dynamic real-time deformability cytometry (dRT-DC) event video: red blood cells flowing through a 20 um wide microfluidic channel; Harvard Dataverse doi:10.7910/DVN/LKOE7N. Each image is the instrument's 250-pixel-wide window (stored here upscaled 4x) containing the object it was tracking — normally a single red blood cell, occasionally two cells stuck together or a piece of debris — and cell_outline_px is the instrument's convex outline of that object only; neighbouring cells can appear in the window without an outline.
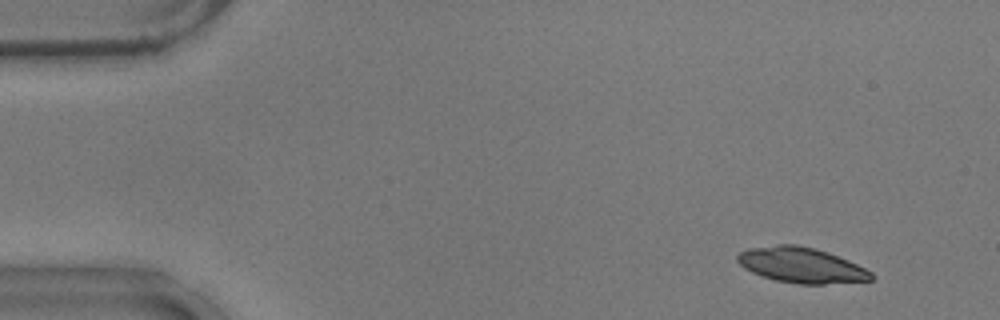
{"species": "common noctule bat (a hibernating species)", "species_latin": "Nyctalus noctula", "temperature_condition": "warm", "stored_images_in_passage": 55, "camera_frame_rate_fps": 3000, "um_per_image_px": 0.085, "animal": {"sex": "male", "body_mass_g": 17.9}, "frame": {"image": 1, "passage_image": 5, "time_ms": 1.333, "image_size_px": [1000, 320], "cell_outline_px": [[872, 280], [824, 284], [796, 284], [776, 280], [752, 272], [744, 268], [736, 260], [736, 256], [740, 252], [748, 248], [776, 244], [796, 244], [828, 252], [848, 260], [872, 272]], "centroid_in_image_um": [68.08, 22.53], "position_along_channel_um": 16.9, "area_um2": 27.46}}